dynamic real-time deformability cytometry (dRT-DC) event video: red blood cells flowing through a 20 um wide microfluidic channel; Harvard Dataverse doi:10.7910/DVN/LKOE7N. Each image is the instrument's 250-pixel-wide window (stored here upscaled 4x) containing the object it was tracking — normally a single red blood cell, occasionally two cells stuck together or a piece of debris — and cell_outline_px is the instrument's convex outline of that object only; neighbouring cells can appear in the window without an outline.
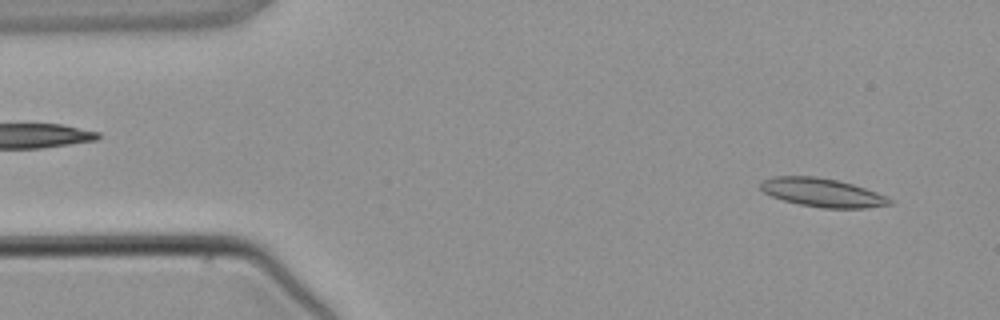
{"species": "common noctule bat (a hibernating species)", "species_latin": "Nyctalus noctula", "temperature_condition": "warm", "stored_images_in_passage": 4, "segment_of_instrument_passage": [2, 2], "camera_frame_rate_fps": 3000, "um_per_image_px": 0.085, "animal": {"sex": "male", "body_mass_g": 21.5, "forearm_length_mm": 52.0}, "frame": {"image": 1, "passage_image": 4, "time_ms": 3.667, "image_size_px": [1000, 320], "cell_outline_px": [[892, 204], [864, 208], [820, 208], [800, 204], [784, 200], [772, 196], [764, 192], [760, 188], [760, 180], [772, 176], [816, 176], [836, 180], [852, 184], [876, 192], [892, 200]], "centroid_in_image_um": [69.85, 16.36], "position_along_channel_um": 15.2, "area_um2": 21.39}}